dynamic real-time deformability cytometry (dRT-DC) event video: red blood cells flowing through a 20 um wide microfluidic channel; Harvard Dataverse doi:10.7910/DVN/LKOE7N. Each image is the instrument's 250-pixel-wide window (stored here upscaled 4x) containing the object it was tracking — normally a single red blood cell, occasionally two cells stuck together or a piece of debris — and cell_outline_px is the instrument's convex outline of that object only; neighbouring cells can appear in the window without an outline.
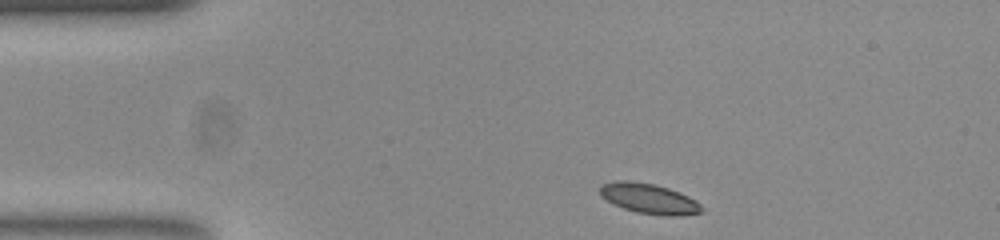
{"species": "common noctule bat (a hibernating species)", "species_latin": "Nyctalus noctula", "temperature_condition": "room temperature", "stored_images_in_passage": 44, "camera_frame_rate_fps": 3000, "um_per_image_px": 0.085, "animal": {"sex": "female", "body_mass_g": 23.0, "forearm_length_mm": 53.4}, "frame": {"image": 1, "passage_image": 1, "time_ms": 0.0, "image_size_px": [1000, 240], "cell_outline_px": [[704, 212], [640, 212], [624, 208], [600, 196], [600, 188], [604, 184], [624, 180], [628, 180], [656, 184], [668, 188], [688, 196], [696, 200], [704, 208]], "centroid_in_image_um": [55.11, 16.8], "position_along_channel_um": 29.9, "area_um2": 16.53}}
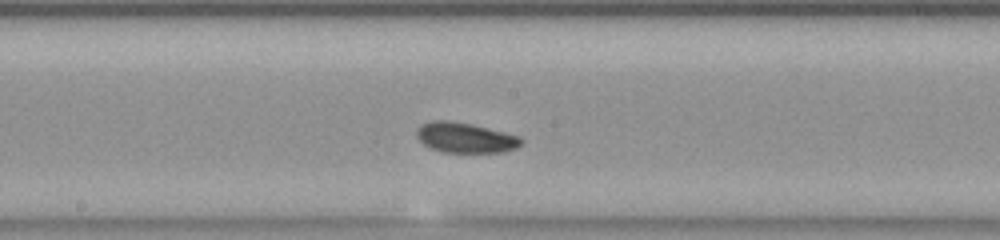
{"frame": {"image": 2, "passage_image": 19, "time_ms": 6.0, "image_size_px": [1000, 240], "cell_outline_px": [[524, 140], [516, 148], [504, 152], [440, 152], [428, 148], [416, 136], [416, 128], [420, 124], [432, 120], [448, 120], [472, 124], [520, 136]], "centroid_in_image_um": [39.51, 11.7], "position_along_channel_um": 208.7, "area_um2": 18.61}}
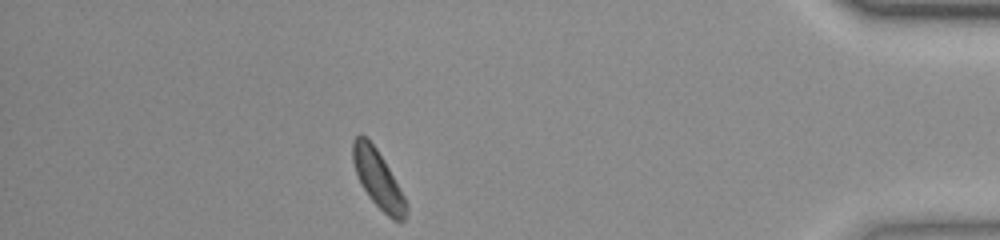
{"frame": {"image": 3, "passage_image": 38, "time_ms": 12.333, "image_size_px": [1000, 240], "cell_outline_px": [[408, 208], [404, 220], [400, 224], [392, 220], [368, 196], [356, 172], [352, 160], [352, 140], [360, 132], [376, 148], [388, 168], [404, 196], [408, 204]], "centroid_in_image_um": [32.14, 15.25], "position_along_channel_um": 403.1, "area_um2": 17.69}, "authors_computed_cell_mechanics": {"area_um2": 17.9469, "velocity_mm_per_s": 3.8375, "shape_relaxation_time_tau1_ms": 3.7187, "shape_relaxation_time_tau2_ms": 3.6582, "deformation_change_tau1": 0.0538, "deformation_change_tau2": 0.0969}}